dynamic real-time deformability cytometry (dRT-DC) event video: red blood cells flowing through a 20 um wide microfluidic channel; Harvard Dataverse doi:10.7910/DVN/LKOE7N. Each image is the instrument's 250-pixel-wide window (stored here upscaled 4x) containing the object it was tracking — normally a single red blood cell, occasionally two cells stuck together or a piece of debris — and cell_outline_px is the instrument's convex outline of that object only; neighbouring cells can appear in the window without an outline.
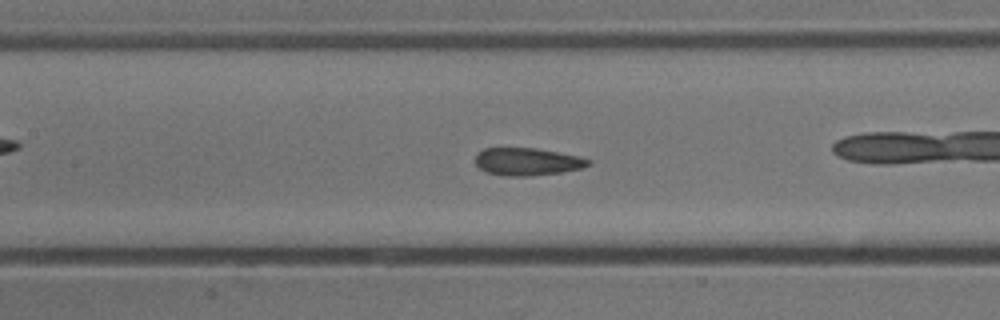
{"species": "common noctule bat (a hibernating species)", "species_latin": "Nyctalus noctula", "temperature_condition": "cold", "stored_images_in_passage": 56, "camera_frame_rate_fps": 3000, "um_per_image_px": 0.085, "animal": {"sex": "male", "body_mass_g": 13.3}, "frame": {"image": 1, "passage_image": 25, "time_ms": 8.0, "image_size_px": [1000, 320], "cell_outline_px": [[592, 164], [584, 168], [560, 172], [528, 176], [504, 176], [484, 172], [476, 164], [476, 152], [484, 148], [536, 148], [576, 156], [592, 160]], "centroid_in_image_um": [44.8, 13.74], "position_along_channel_um": 162.6, "area_um2": 18.21}, "authors_computed_cell_mechanics": {"area_um2": 18.785, "velocity_mm_per_s": 3.7585, "shape_relaxation_time_tau1_ms": 6.3066, "shape_relaxation_time_tau2_ms": 2.0957, "deformation_change_tau1": 0.1667, "deformation_change_tau2": 0.109}}